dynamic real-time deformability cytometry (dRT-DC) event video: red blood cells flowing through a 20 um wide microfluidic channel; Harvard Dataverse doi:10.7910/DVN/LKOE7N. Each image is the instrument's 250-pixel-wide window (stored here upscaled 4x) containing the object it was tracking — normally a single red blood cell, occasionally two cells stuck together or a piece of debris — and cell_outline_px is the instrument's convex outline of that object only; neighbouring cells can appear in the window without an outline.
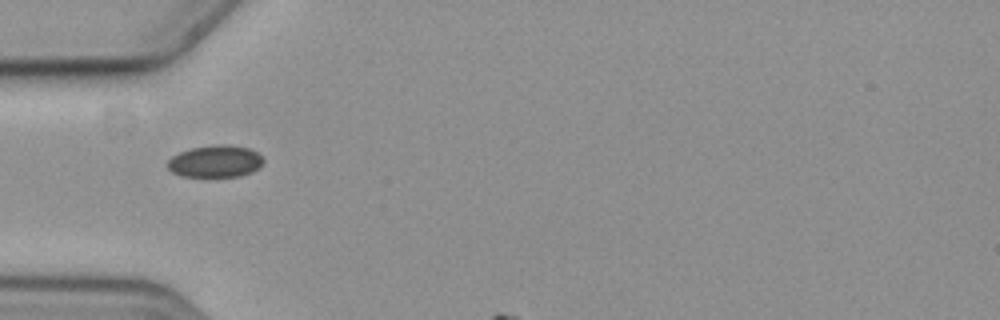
{"species": "common noctule bat (a hibernating species)", "species_latin": "Nyctalus noctula", "temperature_condition": "cold", "stored_images_in_passage": 4, "camera_frame_rate_fps": 3000, "um_per_image_px": 0.085, "animal": {"sex": "female", "body_mass_g": 19.3, "forearm_length_mm": 54.1}, "frame": {"image": 1, "passage_image": 1, "time_ms": 0.0, "image_size_px": [1000, 320], "cell_outline_px": [[264, 160], [260, 168], [252, 172], [240, 176], [180, 176], [172, 172], [168, 168], [168, 160], [172, 156], [180, 152], [192, 148], [216, 144], [232, 144], [248, 148], [264, 156]], "centroid_in_image_um": [18.34, 13.7], "position_along_channel_um": 66.7, "area_um2": 18.03}}